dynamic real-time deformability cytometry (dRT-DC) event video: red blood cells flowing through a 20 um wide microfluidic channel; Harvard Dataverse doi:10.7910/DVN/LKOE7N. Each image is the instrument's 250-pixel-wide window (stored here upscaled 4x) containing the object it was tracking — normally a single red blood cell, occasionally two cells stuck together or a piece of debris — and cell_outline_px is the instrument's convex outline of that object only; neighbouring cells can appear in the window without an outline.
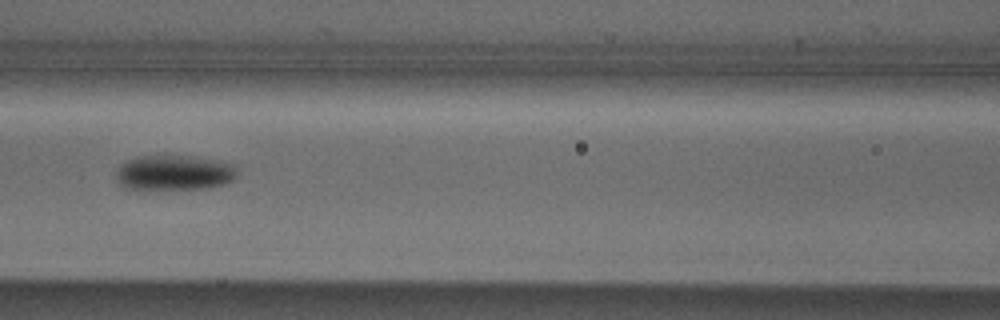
{"species": "Egyptian fruit bat (a non-hibernating species)", "species_latin": "Rousettus aegyptiacus", "temperature_condition": "cold", "stored_images_in_passage": 7, "camera_frame_rate_fps": 3000, "um_per_image_px": 0.085, "animal": {"sex": "male"}, "frame": {"image": 1, "passage_image": 7, "time_ms": 7.0, "image_size_px": [1000, 320], "cell_outline_px": [[236, 176], [228, 184], [204, 188], [152, 192], [124, 188], [116, 180], [116, 168], [120, 164], [136, 156], [192, 156], [232, 164], [236, 168]], "centroid_in_image_um": [14.72, 14.73], "position_along_channel_um": 151.9, "area_um2": 25.66}}